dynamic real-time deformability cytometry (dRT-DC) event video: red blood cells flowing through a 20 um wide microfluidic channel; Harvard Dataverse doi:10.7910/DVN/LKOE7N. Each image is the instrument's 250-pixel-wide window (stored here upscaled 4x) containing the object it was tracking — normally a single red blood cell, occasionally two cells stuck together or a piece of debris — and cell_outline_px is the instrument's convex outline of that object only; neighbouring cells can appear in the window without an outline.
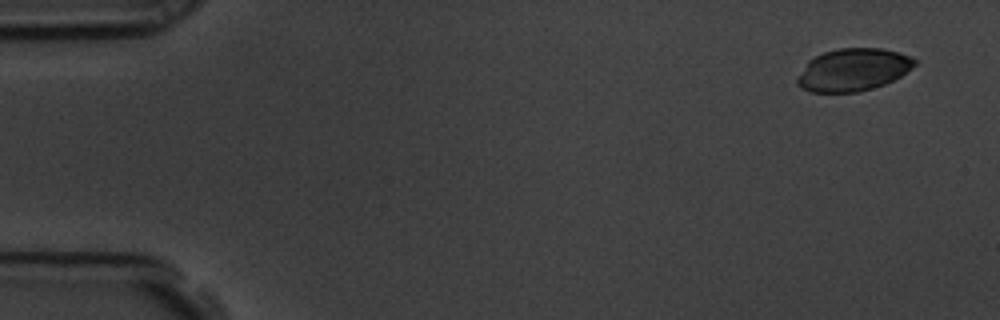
{"species": "common noctule bat (a hibernating species)", "species_latin": "Nyctalus noctula", "temperature_condition": "room temperature", "stored_images_in_passage": 55, "camera_frame_rate_fps": 3000, "um_per_image_px": 0.085, "animal": {"sex": "male", "body_mass_g": 19.5, "forearm_length_mm": 54.6}, "frame": {"image": 1, "passage_image": 1, "time_ms": 0.0, "image_size_px": [1000, 320], "cell_outline_px": [[916, 64], [900, 76], [884, 84], [872, 88], [856, 92], [812, 92], [800, 88], [796, 84], [796, 80], [808, 60], [824, 52], [836, 48], [880, 48], [912, 56], [916, 60]], "centroid_in_image_um": [72.49, 5.93], "position_along_channel_um": 12.5, "area_um2": 28.9}}
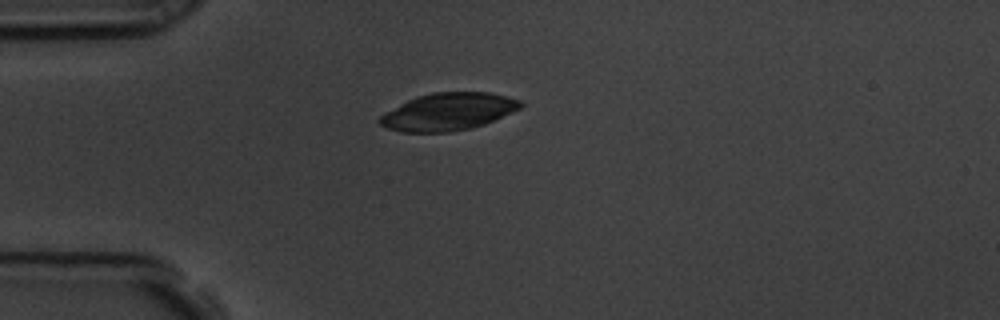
{"frame": {"image": 2, "passage_image": 13, "time_ms": 4.0, "image_size_px": [1000, 320], "cell_outline_px": [[524, 104], [520, 108], [512, 112], [484, 124], [472, 128], [448, 132], [400, 132], [388, 128], [380, 124], [376, 120], [384, 112], [416, 96], [432, 92], [492, 92], [508, 96], [520, 100]], "centroid_in_image_um": [38.09, 9.49], "position_along_channel_um": 46.9, "area_um2": 30.81}}